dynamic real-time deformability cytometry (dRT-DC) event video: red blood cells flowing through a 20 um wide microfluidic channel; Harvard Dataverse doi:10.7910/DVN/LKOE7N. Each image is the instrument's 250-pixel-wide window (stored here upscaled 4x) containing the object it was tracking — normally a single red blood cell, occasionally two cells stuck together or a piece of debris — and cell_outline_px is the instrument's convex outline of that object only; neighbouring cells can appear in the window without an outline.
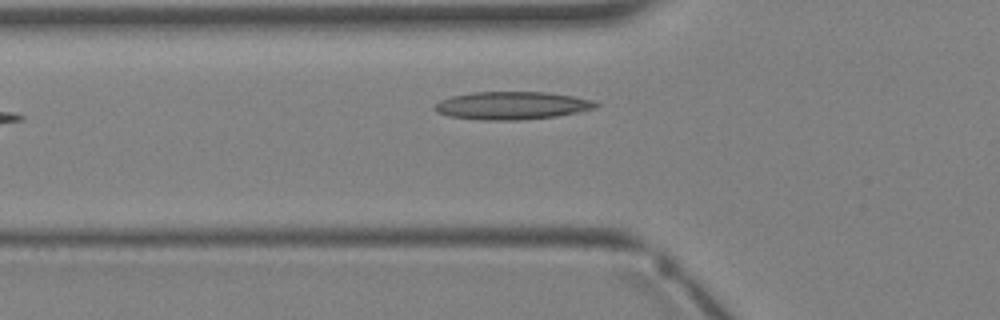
{"species": "Egyptian fruit bat (a non-hibernating species)", "species_latin": "Rousettus aegyptiacus", "temperature_condition": "warm", "stored_images_in_passage": 6, "camera_frame_rate_fps": 3000, "um_per_image_px": 0.085, "animal": {"sex": "female"}, "frame": {"image": 1, "passage_image": 5, "time_ms": 4.667, "image_size_px": [1000, 320], "cell_outline_px": [[600, 104], [596, 108], [556, 116], [520, 120], [484, 120], [448, 116], [436, 112], [432, 108], [440, 100], [452, 96], [472, 92], [548, 92], [572, 96], [592, 100]], "centroid_in_image_um": [43.49, 8.97], "position_along_channel_um": 82.3, "area_um2": 26.13}}